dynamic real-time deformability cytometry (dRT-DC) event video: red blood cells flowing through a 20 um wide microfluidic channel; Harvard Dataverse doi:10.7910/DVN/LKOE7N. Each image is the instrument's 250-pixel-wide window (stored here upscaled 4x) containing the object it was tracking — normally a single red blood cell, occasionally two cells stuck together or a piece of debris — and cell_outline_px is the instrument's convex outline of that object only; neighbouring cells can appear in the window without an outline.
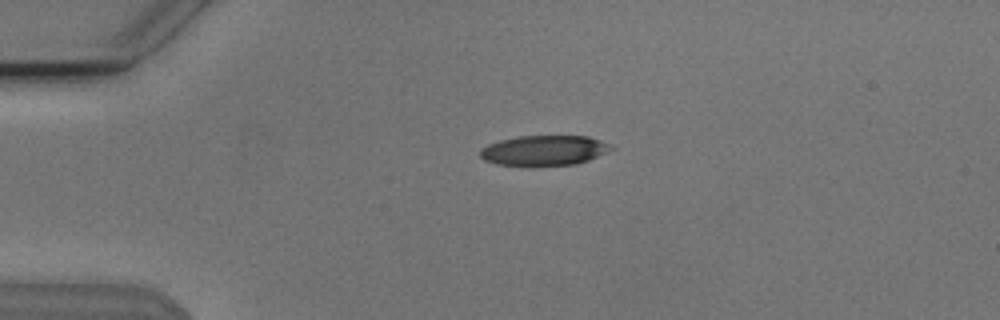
{"species": "Egyptian fruit bat (a non-hibernating species)", "species_latin": "Rousettus aegyptiacus", "temperature_condition": "cold", "stored_images_in_passage": 3, "camera_frame_rate_fps": 3000, "um_per_image_px": 0.085, "animal": {"sex": "male"}, "frame": {"image": 1, "passage_image": 2, "time_ms": 0.333, "image_size_px": [1000, 320], "cell_outline_px": [[616, 148], [608, 152], [588, 160], [576, 164], [532, 168], [528, 168], [496, 164], [484, 160], [480, 156], [480, 148], [488, 144], [500, 140], [520, 136], [588, 136], [600, 140]], "centroid_in_image_um": [46.22, 12.83], "position_along_channel_um": 38.8, "area_um2": 23.76}}